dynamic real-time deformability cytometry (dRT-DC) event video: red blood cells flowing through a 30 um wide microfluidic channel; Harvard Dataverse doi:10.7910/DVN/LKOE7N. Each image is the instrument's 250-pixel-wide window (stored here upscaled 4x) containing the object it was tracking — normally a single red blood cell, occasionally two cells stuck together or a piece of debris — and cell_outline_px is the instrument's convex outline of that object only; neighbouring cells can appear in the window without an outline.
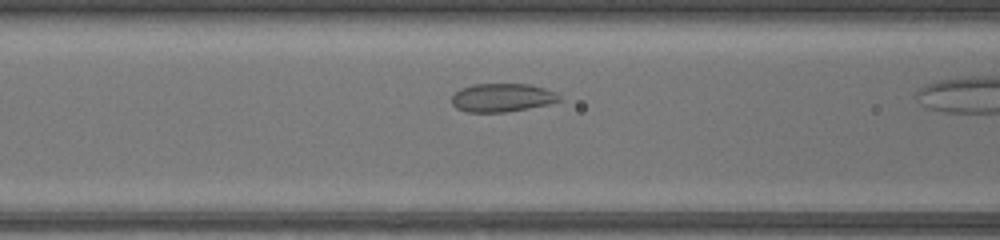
{"species": "common noctule bat (a hibernating species)", "species_latin": "Nyctalus noctula", "temperature_condition": "warm", "stored_images_in_passage": 11, "camera_frame_rate_fps": 3000, "um_per_image_px": 0.085, "animal": {"sex": "female", "body_mass_g": 17.0, "forearm_length_mm": 48.0}, "frame": {"image": 1, "passage_image": 7, "time_ms": 2.0, "image_size_px": [1000, 240], "cell_outline_px": [[564, 100], [548, 104], [528, 108], [504, 112], [464, 112], [456, 108], [452, 104], [452, 96], [460, 88], [472, 84], [528, 84], [544, 88], [556, 92]], "centroid_in_image_um": [42.68, 8.3], "position_along_channel_um": 123.9, "area_um2": 17.92}}